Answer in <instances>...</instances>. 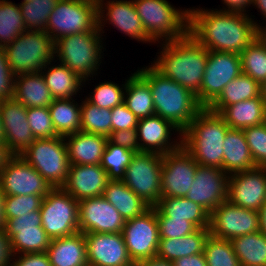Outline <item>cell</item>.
Listing matches in <instances>:
<instances>
[{
    "label": "cell",
    "mask_w": 266,
    "mask_h": 266,
    "mask_svg": "<svg viewBox=\"0 0 266 266\" xmlns=\"http://www.w3.org/2000/svg\"><path fill=\"white\" fill-rule=\"evenodd\" d=\"M252 15L205 8H189L188 33L208 51L240 54L256 38Z\"/></svg>",
    "instance_id": "cell-1"
},
{
    "label": "cell",
    "mask_w": 266,
    "mask_h": 266,
    "mask_svg": "<svg viewBox=\"0 0 266 266\" xmlns=\"http://www.w3.org/2000/svg\"><path fill=\"white\" fill-rule=\"evenodd\" d=\"M151 65L197 95L201 89L209 51L189 33L179 40L161 42Z\"/></svg>",
    "instance_id": "cell-2"
},
{
    "label": "cell",
    "mask_w": 266,
    "mask_h": 266,
    "mask_svg": "<svg viewBox=\"0 0 266 266\" xmlns=\"http://www.w3.org/2000/svg\"><path fill=\"white\" fill-rule=\"evenodd\" d=\"M136 71L149 83L155 115L172 122L181 132L203 109L195 94L163 76L152 65Z\"/></svg>",
    "instance_id": "cell-3"
},
{
    "label": "cell",
    "mask_w": 266,
    "mask_h": 266,
    "mask_svg": "<svg viewBox=\"0 0 266 266\" xmlns=\"http://www.w3.org/2000/svg\"><path fill=\"white\" fill-rule=\"evenodd\" d=\"M229 129L219 114L203 108L182 132V147L198 164L223 170V145Z\"/></svg>",
    "instance_id": "cell-4"
},
{
    "label": "cell",
    "mask_w": 266,
    "mask_h": 266,
    "mask_svg": "<svg viewBox=\"0 0 266 266\" xmlns=\"http://www.w3.org/2000/svg\"><path fill=\"white\" fill-rule=\"evenodd\" d=\"M103 39L99 30L61 37L55 41V59L75 72L85 85L98 74L105 51Z\"/></svg>",
    "instance_id": "cell-5"
},
{
    "label": "cell",
    "mask_w": 266,
    "mask_h": 266,
    "mask_svg": "<svg viewBox=\"0 0 266 266\" xmlns=\"http://www.w3.org/2000/svg\"><path fill=\"white\" fill-rule=\"evenodd\" d=\"M133 4L155 43L179 40L188 34L189 8H176L167 0H133Z\"/></svg>",
    "instance_id": "cell-6"
},
{
    "label": "cell",
    "mask_w": 266,
    "mask_h": 266,
    "mask_svg": "<svg viewBox=\"0 0 266 266\" xmlns=\"http://www.w3.org/2000/svg\"><path fill=\"white\" fill-rule=\"evenodd\" d=\"M4 50L15 76L39 73L49 62H57L55 41L45 31L26 30Z\"/></svg>",
    "instance_id": "cell-7"
},
{
    "label": "cell",
    "mask_w": 266,
    "mask_h": 266,
    "mask_svg": "<svg viewBox=\"0 0 266 266\" xmlns=\"http://www.w3.org/2000/svg\"><path fill=\"white\" fill-rule=\"evenodd\" d=\"M97 30V0H58L46 27V33L54 41L67 35Z\"/></svg>",
    "instance_id": "cell-8"
},
{
    "label": "cell",
    "mask_w": 266,
    "mask_h": 266,
    "mask_svg": "<svg viewBox=\"0 0 266 266\" xmlns=\"http://www.w3.org/2000/svg\"><path fill=\"white\" fill-rule=\"evenodd\" d=\"M53 187H62L68 178L69 158L63 136L35 139L20 155Z\"/></svg>",
    "instance_id": "cell-9"
},
{
    "label": "cell",
    "mask_w": 266,
    "mask_h": 266,
    "mask_svg": "<svg viewBox=\"0 0 266 266\" xmlns=\"http://www.w3.org/2000/svg\"><path fill=\"white\" fill-rule=\"evenodd\" d=\"M78 201L62 187L53 188L41 203V226L51 239L79 232Z\"/></svg>",
    "instance_id": "cell-10"
},
{
    "label": "cell",
    "mask_w": 266,
    "mask_h": 266,
    "mask_svg": "<svg viewBox=\"0 0 266 266\" xmlns=\"http://www.w3.org/2000/svg\"><path fill=\"white\" fill-rule=\"evenodd\" d=\"M162 159L163 155L154 152L135 153L122 179L150 207L161 199Z\"/></svg>",
    "instance_id": "cell-11"
},
{
    "label": "cell",
    "mask_w": 266,
    "mask_h": 266,
    "mask_svg": "<svg viewBox=\"0 0 266 266\" xmlns=\"http://www.w3.org/2000/svg\"><path fill=\"white\" fill-rule=\"evenodd\" d=\"M242 73L240 55L236 53L209 51L203 81L197 101L207 108L223 88Z\"/></svg>",
    "instance_id": "cell-12"
},
{
    "label": "cell",
    "mask_w": 266,
    "mask_h": 266,
    "mask_svg": "<svg viewBox=\"0 0 266 266\" xmlns=\"http://www.w3.org/2000/svg\"><path fill=\"white\" fill-rule=\"evenodd\" d=\"M122 235L129 257L135 265L156 256L160 240L156 206L137 217L125 220Z\"/></svg>",
    "instance_id": "cell-13"
},
{
    "label": "cell",
    "mask_w": 266,
    "mask_h": 266,
    "mask_svg": "<svg viewBox=\"0 0 266 266\" xmlns=\"http://www.w3.org/2000/svg\"><path fill=\"white\" fill-rule=\"evenodd\" d=\"M209 231L213 237L226 240L258 232L260 213L226 200L210 213Z\"/></svg>",
    "instance_id": "cell-14"
},
{
    "label": "cell",
    "mask_w": 266,
    "mask_h": 266,
    "mask_svg": "<svg viewBox=\"0 0 266 266\" xmlns=\"http://www.w3.org/2000/svg\"><path fill=\"white\" fill-rule=\"evenodd\" d=\"M5 230L13 255L46 252L52 240L41 226L40 210L8 219Z\"/></svg>",
    "instance_id": "cell-15"
},
{
    "label": "cell",
    "mask_w": 266,
    "mask_h": 266,
    "mask_svg": "<svg viewBox=\"0 0 266 266\" xmlns=\"http://www.w3.org/2000/svg\"><path fill=\"white\" fill-rule=\"evenodd\" d=\"M97 0L98 30L102 34L104 26L111 24L131 39L144 43L155 42L147 35L137 14L133 0ZM105 23V24H104Z\"/></svg>",
    "instance_id": "cell-16"
},
{
    "label": "cell",
    "mask_w": 266,
    "mask_h": 266,
    "mask_svg": "<svg viewBox=\"0 0 266 266\" xmlns=\"http://www.w3.org/2000/svg\"><path fill=\"white\" fill-rule=\"evenodd\" d=\"M197 165L182 146L163 155L161 197H186L194 181Z\"/></svg>",
    "instance_id": "cell-17"
},
{
    "label": "cell",
    "mask_w": 266,
    "mask_h": 266,
    "mask_svg": "<svg viewBox=\"0 0 266 266\" xmlns=\"http://www.w3.org/2000/svg\"><path fill=\"white\" fill-rule=\"evenodd\" d=\"M0 188L6 196L39 195L45 197L53 187L21 156H14L0 171Z\"/></svg>",
    "instance_id": "cell-18"
},
{
    "label": "cell",
    "mask_w": 266,
    "mask_h": 266,
    "mask_svg": "<svg viewBox=\"0 0 266 266\" xmlns=\"http://www.w3.org/2000/svg\"><path fill=\"white\" fill-rule=\"evenodd\" d=\"M227 200L239 207L260 211L266 202V168L256 167L229 175Z\"/></svg>",
    "instance_id": "cell-19"
},
{
    "label": "cell",
    "mask_w": 266,
    "mask_h": 266,
    "mask_svg": "<svg viewBox=\"0 0 266 266\" xmlns=\"http://www.w3.org/2000/svg\"><path fill=\"white\" fill-rule=\"evenodd\" d=\"M81 233H122L125 219L103 196L78 201Z\"/></svg>",
    "instance_id": "cell-20"
},
{
    "label": "cell",
    "mask_w": 266,
    "mask_h": 266,
    "mask_svg": "<svg viewBox=\"0 0 266 266\" xmlns=\"http://www.w3.org/2000/svg\"><path fill=\"white\" fill-rule=\"evenodd\" d=\"M229 175L221 168L197 165L194 181L185 198L200 204L209 213L227 200Z\"/></svg>",
    "instance_id": "cell-21"
},
{
    "label": "cell",
    "mask_w": 266,
    "mask_h": 266,
    "mask_svg": "<svg viewBox=\"0 0 266 266\" xmlns=\"http://www.w3.org/2000/svg\"><path fill=\"white\" fill-rule=\"evenodd\" d=\"M88 266H136L122 233H84Z\"/></svg>",
    "instance_id": "cell-22"
},
{
    "label": "cell",
    "mask_w": 266,
    "mask_h": 266,
    "mask_svg": "<svg viewBox=\"0 0 266 266\" xmlns=\"http://www.w3.org/2000/svg\"><path fill=\"white\" fill-rule=\"evenodd\" d=\"M136 130L141 152L165 155L182 146V132L180 129L160 116L153 115L139 119ZM174 133L177 135L176 139L171 138Z\"/></svg>",
    "instance_id": "cell-23"
},
{
    "label": "cell",
    "mask_w": 266,
    "mask_h": 266,
    "mask_svg": "<svg viewBox=\"0 0 266 266\" xmlns=\"http://www.w3.org/2000/svg\"><path fill=\"white\" fill-rule=\"evenodd\" d=\"M4 141L14 156H20L30 146L33 136L27 119V108L11 97L0 101Z\"/></svg>",
    "instance_id": "cell-24"
},
{
    "label": "cell",
    "mask_w": 266,
    "mask_h": 266,
    "mask_svg": "<svg viewBox=\"0 0 266 266\" xmlns=\"http://www.w3.org/2000/svg\"><path fill=\"white\" fill-rule=\"evenodd\" d=\"M109 181L101 164L70 165L68 178L62 188L77 201L103 196Z\"/></svg>",
    "instance_id": "cell-25"
},
{
    "label": "cell",
    "mask_w": 266,
    "mask_h": 266,
    "mask_svg": "<svg viewBox=\"0 0 266 266\" xmlns=\"http://www.w3.org/2000/svg\"><path fill=\"white\" fill-rule=\"evenodd\" d=\"M64 140L70 165L101 164L108 137L79 131Z\"/></svg>",
    "instance_id": "cell-26"
},
{
    "label": "cell",
    "mask_w": 266,
    "mask_h": 266,
    "mask_svg": "<svg viewBox=\"0 0 266 266\" xmlns=\"http://www.w3.org/2000/svg\"><path fill=\"white\" fill-rule=\"evenodd\" d=\"M51 266H88L84 233L52 239L46 251Z\"/></svg>",
    "instance_id": "cell-27"
},
{
    "label": "cell",
    "mask_w": 266,
    "mask_h": 266,
    "mask_svg": "<svg viewBox=\"0 0 266 266\" xmlns=\"http://www.w3.org/2000/svg\"><path fill=\"white\" fill-rule=\"evenodd\" d=\"M12 97L26 108L49 107L54 100L41 72L15 76Z\"/></svg>",
    "instance_id": "cell-28"
},
{
    "label": "cell",
    "mask_w": 266,
    "mask_h": 266,
    "mask_svg": "<svg viewBox=\"0 0 266 266\" xmlns=\"http://www.w3.org/2000/svg\"><path fill=\"white\" fill-rule=\"evenodd\" d=\"M223 150V171L228 175L256 168L243 130L229 129Z\"/></svg>",
    "instance_id": "cell-29"
},
{
    "label": "cell",
    "mask_w": 266,
    "mask_h": 266,
    "mask_svg": "<svg viewBox=\"0 0 266 266\" xmlns=\"http://www.w3.org/2000/svg\"><path fill=\"white\" fill-rule=\"evenodd\" d=\"M219 115L230 129L243 130L266 122V107L261 95L226 106Z\"/></svg>",
    "instance_id": "cell-30"
},
{
    "label": "cell",
    "mask_w": 266,
    "mask_h": 266,
    "mask_svg": "<svg viewBox=\"0 0 266 266\" xmlns=\"http://www.w3.org/2000/svg\"><path fill=\"white\" fill-rule=\"evenodd\" d=\"M51 63L47 64L41 74L53 98L69 99L76 97L84 86V81L64 64H59V62L57 65Z\"/></svg>",
    "instance_id": "cell-31"
},
{
    "label": "cell",
    "mask_w": 266,
    "mask_h": 266,
    "mask_svg": "<svg viewBox=\"0 0 266 266\" xmlns=\"http://www.w3.org/2000/svg\"><path fill=\"white\" fill-rule=\"evenodd\" d=\"M103 197L115 207L125 220L137 217L150 208L122 180H109Z\"/></svg>",
    "instance_id": "cell-32"
},
{
    "label": "cell",
    "mask_w": 266,
    "mask_h": 266,
    "mask_svg": "<svg viewBox=\"0 0 266 266\" xmlns=\"http://www.w3.org/2000/svg\"><path fill=\"white\" fill-rule=\"evenodd\" d=\"M209 235V228H200L184 237L160 238L156 255L173 262L180 257L203 253Z\"/></svg>",
    "instance_id": "cell-33"
},
{
    "label": "cell",
    "mask_w": 266,
    "mask_h": 266,
    "mask_svg": "<svg viewBox=\"0 0 266 266\" xmlns=\"http://www.w3.org/2000/svg\"><path fill=\"white\" fill-rule=\"evenodd\" d=\"M124 103L138 120L155 115L149 83L137 71L126 79Z\"/></svg>",
    "instance_id": "cell-34"
},
{
    "label": "cell",
    "mask_w": 266,
    "mask_h": 266,
    "mask_svg": "<svg viewBox=\"0 0 266 266\" xmlns=\"http://www.w3.org/2000/svg\"><path fill=\"white\" fill-rule=\"evenodd\" d=\"M156 207L166 217L186 219L198 229L209 228L210 213L200 204L185 197H161Z\"/></svg>",
    "instance_id": "cell-35"
},
{
    "label": "cell",
    "mask_w": 266,
    "mask_h": 266,
    "mask_svg": "<svg viewBox=\"0 0 266 266\" xmlns=\"http://www.w3.org/2000/svg\"><path fill=\"white\" fill-rule=\"evenodd\" d=\"M261 85L248 75L241 73L226 85L221 94L207 107L219 114L226 106L260 96Z\"/></svg>",
    "instance_id": "cell-36"
},
{
    "label": "cell",
    "mask_w": 266,
    "mask_h": 266,
    "mask_svg": "<svg viewBox=\"0 0 266 266\" xmlns=\"http://www.w3.org/2000/svg\"><path fill=\"white\" fill-rule=\"evenodd\" d=\"M75 98L54 99L48 107L54 128L59 136L81 131V103Z\"/></svg>",
    "instance_id": "cell-37"
},
{
    "label": "cell",
    "mask_w": 266,
    "mask_h": 266,
    "mask_svg": "<svg viewBox=\"0 0 266 266\" xmlns=\"http://www.w3.org/2000/svg\"><path fill=\"white\" fill-rule=\"evenodd\" d=\"M230 241L240 266H266V234L261 230Z\"/></svg>",
    "instance_id": "cell-38"
},
{
    "label": "cell",
    "mask_w": 266,
    "mask_h": 266,
    "mask_svg": "<svg viewBox=\"0 0 266 266\" xmlns=\"http://www.w3.org/2000/svg\"><path fill=\"white\" fill-rule=\"evenodd\" d=\"M26 31L19 4L0 0V48H5Z\"/></svg>",
    "instance_id": "cell-39"
},
{
    "label": "cell",
    "mask_w": 266,
    "mask_h": 266,
    "mask_svg": "<svg viewBox=\"0 0 266 266\" xmlns=\"http://www.w3.org/2000/svg\"><path fill=\"white\" fill-rule=\"evenodd\" d=\"M81 99V131L108 137L112 132L111 109Z\"/></svg>",
    "instance_id": "cell-40"
},
{
    "label": "cell",
    "mask_w": 266,
    "mask_h": 266,
    "mask_svg": "<svg viewBox=\"0 0 266 266\" xmlns=\"http://www.w3.org/2000/svg\"><path fill=\"white\" fill-rule=\"evenodd\" d=\"M58 0L21 1L19 4L26 30L45 31L48 18Z\"/></svg>",
    "instance_id": "cell-41"
},
{
    "label": "cell",
    "mask_w": 266,
    "mask_h": 266,
    "mask_svg": "<svg viewBox=\"0 0 266 266\" xmlns=\"http://www.w3.org/2000/svg\"><path fill=\"white\" fill-rule=\"evenodd\" d=\"M241 71L250 76L260 85L266 81V49L255 38L248 47L241 52Z\"/></svg>",
    "instance_id": "cell-42"
},
{
    "label": "cell",
    "mask_w": 266,
    "mask_h": 266,
    "mask_svg": "<svg viewBox=\"0 0 266 266\" xmlns=\"http://www.w3.org/2000/svg\"><path fill=\"white\" fill-rule=\"evenodd\" d=\"M134 154L122 146L107 141L101 167L107 172L109 180H122L124 178L125 169L130 164Z\"/></svg>",
    "instance_id": "cell-43"
},
{
    "label": "cell",
    "mask_w": 266,
    "mask_h": 266,
    "mask_svg": "<svg viewBox=\"0 0 266 266\" xmlns=\"http://www.w3.org/2000/svg\"><path fill=\"white\" fill-rule=\"evenodd\" d=\"M203 253L208 266H240L230 240L209 235Z\"/></svg>",
    "instance_id": "cell-44"
},
{
    "label": "cell",
    "mask_w": 266,
    "mask_h": 266,
    "mask_svg": "<svg viewBox=\"0 0 266 266\" xmlns=\"http://www.w3.org/2000/svg\"><path fill=\"white\" fill-rule=\"evenodd\" d=\"M126 80L120 85L110 81L98 83L93 92L89 93L85 98L100 108L113 109L114 107L124 103Z\"/></svg>",
    "instance_id": "cell-45"
},
{
    "label": "cell",
    "mask_w": 266,
    "mask_h": 266,
    "mask_svg": "<svg viewBox=\"0 0 266 266\" xmlns=\"http://www.w3.org/2000/svg\"><path fill=\"white\" fill-rule=\"evenodd\" d=\"M27 119L35 139L58 137L48 107L27 108Z\"/></svg>",
    "instance_id": "cell-46"
},
{
    "label": "cell",
    "mask_w": 266,
    "mask_h": 266,
    "mask_svg": "<svg viewBox=\"0 0 266 266\" xmlns=\"http://www.w3.org/2000/svg\"><path fill=\"white\" fill-rule=\"evenodd\" d=\"M156 216L160 238H180L198 229L186 219L166 217L157 207Z\"/></svg>",
    "instance_id": "cell-47"
},
{
    "label": "cell",
    "mask_w": 266,
    "mask_h": 266,
    "mask_svg": "<svg viewBox=\"0 0 266 266\" xmlns=\"http://www.w3.org/2000/svg\"><path fill=\"white\" fill-rule=\"evenodd\" d=\"M243 131L256 167L266 168V122Z\"/></svg>",
    "instance_id": "cell-48"
},
{
    "label": "cell",
    "mask_w": 266,
    "mask_h": 266,
    "mask_svg": "<svg viewBox=\"0 0 266 266\" xmlns=\"http://www.w3.org/2000/svg\"><path fill=\"white\" fill-rule=\"evenodd\" d=\"M43 196L39 195H12L6 196L4 214L6 221L31 211L40 210Z\"/></svg>",
    "instance_id": "cell-49"
},
{
    "label": "cell",
    "mask_w": 266,
    "mask_h": 266,
    "mask_svg": "<svg viewBox=\"0 0 266 266\" xmlns=\"http://www.w3.org/2000/svg\"><path fill=\"white\" fill-rule=\"evenodd\" d=\"M15 75L9 67L4 48H0V101L13 96Z\"/></svg>",
    "instance_id": "cell-50"
},
{
    "label": "cell",
    "mask_w": 266,
    "mask_h": 266,
    "mask_svg": "<svg viewBox=\"0 0 266 266\" xmlns=\"http://www.w3.org/2000/svg\"><path fill=\"white\" fill-rule=\"evenodd\" d=\"M112 131L136 129L138 118L122 103L111 109Z\"/></svg>",
    "instance_id": "cell-51"
},
{
    "label": "cell",
    "mask_w": 266,
    "mask_h": 266,
    "mask_svg": "<svg viewBox=\"0 0 266 266\" xmlns=\"http://www.w3.org/2000/svg\"><path fill=\"white\" fill-rule=\"evenodd\" d=\"M108 141L133 153L141 152L136 129L112 131L108 136Z\"/></svg>",
    "instance_id": "cell-52"
},
{
    "label": "cell",
    "mask_w": 266,
    "mask_h": 266,
    "mask_svg": "<svg viewBox=\"0 0 266 266\" xmlns=\"http://www.w3.org/2000/svg\"><path fill=\"white\" fill-rule=\"evenodd\" d=\"M12 266H51L46 252L13 255Z\"/></svg>",
    "instance_id": "cell-53"
},
{
    "label": "cell",
    "mask_w": 266,
    "mask_h": 266,
    "mask_svg": "<svg viewBox=\"0 0 266 266\" xmlns=\"http://www.w3.org/2000/svg\"><path fill=\"white\" fill-rule=\"evenodd\" d=\"M12 249L10 238L7 236L6 230H0V266L12 265Z\"/></svg>",
    "instance_id": "cell-54"
},
{
    "label": "cell",
    "mask_w": 266,
    "mask_h": 266,
    "mask_svg": "<svg viewBox=\"0 0 266 266\" xmlns=\"http://www.w3.org/2000/svg\"><path fill=\"white\" fill-rule=\"evenodd\" d=\"M222 2L226 7H224L223 5L222 9H217V10L238 12L245 14H247L248 11H250L248 9L252 4V0H222Z\"/></svg>",
    "instance_id": "cell-55"
},
{
    "label": "cell",
    "mask_w": 266,
    "mask_h": 266,
    "mask_svg": "<svg viewBox=\"0 0 266 266\" xmlns=\"http://www.w3.org/2000/svg\"><path fill=\"white\" fill-rule=\"evenodd\" d=\"M174 266H208L204 253L180 257L173 261Z\"/></svg>",
    "instance_id": "cell-56"
},
{
    "label": "cell",
    "mask_w": 266,
    "mask_h": 266,
    "mask_svg": "<svg viewBox=\"0 0 266 266\" xmlns=\"http://www.w3.org/2000/svg\"><path fill=\"white\" fill-rule=\"evenodd\" d=\"M136 266H174V264L173 262L156 255L149 259L140 261L136 264Z\"/></svg>",
    "instance_id": "cell-57"
},
{
    "label": "cell",
    "mask_w": 266,
    "mask_h": 266,
    "mask_svg": "<svg viewBox=\"0 0 266 266\" xmlns=\"http://www.w3.org/2000/svg\"><path fill=\"white\" fill-rule=\"evenodd\" d=\"M14 157L5 141H0V171Z\"/></svg>",
    "instance_id": "cell-58"
},
{
    "label": "cell",
    "mask_w": 266,
    "mask_h": 266,
    "mask_svg": "<svg viewBox=\"0 0 266 266\" xmlns=\"http://www.w3.org/2000/svg\"><path fill=\"white\" fill-rule=\"evenodd\" d=\"M263 24V26H262ZM265 24V26H264ZM256 38L259 40V42L263 45V47L266 49V23L263 21V23H257V30H256Z\"/></svg>",
    "instance_id": "cell-59"
},
{
    "label": "cell",
    "mask_w": 266,
    "mask_h": 266,
    "mask_svg": "<svg viewBox=\"0 0 266 266\" xmlns=\"http://www.w3.org/2000/svg\"><path fill=\"white\" fill-rule=\"evenodd\" d=\"M5 200H6V195L4 191L0 188V230L5 229V223H6V218L4 214Z\"/></svg>",
    "instance_id": "cell-60"
},
{
    "label": "cell",
    "mask_w": 266,
    "mask_h": 266,
    "mask_svg": "<svg viewBox=\"0 0 266 266\" xmlns=\"http://www.w3.org/2000/svg\"><path fill=\"white\" fill-rule=\"evenodd\" d=\"M252 6L257 8L258 12H261V15L263 17L262 20L266 21V0H252Z\"/></svg>",
    "instance_id": "cell-61"
},
{
    "label": "cell",
    "mask_w": 266,
    "mask_h": 266,
    "mask_svg": "<svg viewBox=\"0 0 266 266\" xmlns=\"http://www.w3.org/2000/svg\"><path fill=\"white\" fill-rule=\"evenodd\" d=\"M260 213V230L266 234V202L259 211Z\"/></svg>",
    "instance_id": "cell-62"
},
{
    "label": "cell",
    "mask_w": 266,
    "mask_h": 266,
    "mask_svg": "<svg viewBox=\"0 0 266 266\" xmlns=\"http://www.w3.org/2000/svg\"><path fill=\"white\" fill-rule=\"evenodd\" d=\"M261 98L263 99L266 107V81L261 84V91H260Z\"/></svg>",
    "instance_id": "cell-63"
},
{
    "label": "cell",
    "mask_w": 266,
    "mask_h": 266,
    "mask_svg": "<svg viewBox=\"0 0 266 266\" xmlns=\"http://www.w3.org/2000/svg\"><path fill=\"white\" fill-rule=\"evenodd\" d=\"M0 141H4V131H3L1 115H0Z\"/></svg>",
    "instance_id": "cell-64"
}]
</instances>
